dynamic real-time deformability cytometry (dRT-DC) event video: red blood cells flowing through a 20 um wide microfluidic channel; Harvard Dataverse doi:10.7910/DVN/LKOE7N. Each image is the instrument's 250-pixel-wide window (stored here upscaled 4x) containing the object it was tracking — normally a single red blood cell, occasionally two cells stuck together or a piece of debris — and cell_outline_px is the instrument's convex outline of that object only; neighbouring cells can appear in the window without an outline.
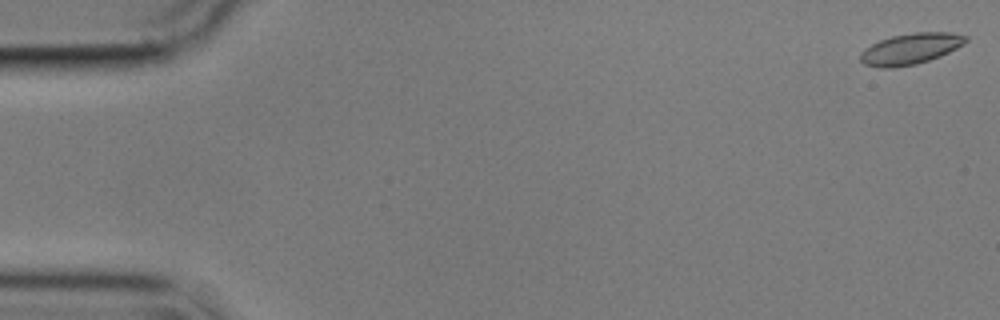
{"species": "common noctule bat (a hibernating species)", "species_latin": "Nyctalus noctula", "temperature_condition": "cold", "stored_images_in_passage": 57, "camera_frame_rate_fps": 3000, "um_per_image_px": 0.085, "animal": {"sex": "male", "body_mass_g": 17.9}, "frame": {"image": 1, "passage_image": 1, "time_ms": 0.0, "image_size_px": [1000, 320], "cell_outline_px": [[968, 40], [964, 44], [940, 56], [916, 64], [892, 68], [880, 68], [864, 64], [860, 60], [860, 52], [864, 48], [880, 40], [892, 36], [916, 32], [952, 32], [968, 36]], "centroid_in_image_um": [77.39, 4.14], "position_along_channel_um": 7.6, "area_um2": 19.07}}
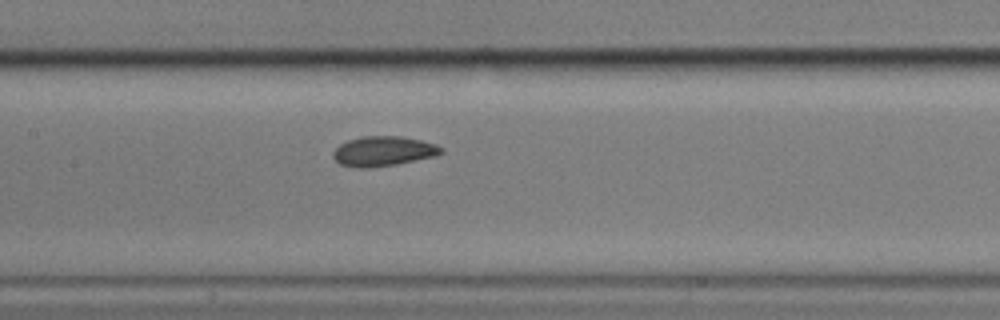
{"frame": {"image": 2, "passage_image": 27, "time_ms": 8.667, "image_size_px": [1000, 320], "cell_outline_px": [[444, 152], [436, 156], [396, 164], [368, 168], [352, 168], [340, 164], [332, 156], [332, 152], [340, 144], [348, 140], [364, 136], [400, 136], [420, 140], [436, 144], [444, 148]], "centroid_in_image_um": [32.58, 12.86], "position_along_channel_um": 174.8, "area_um2": 18.9}}
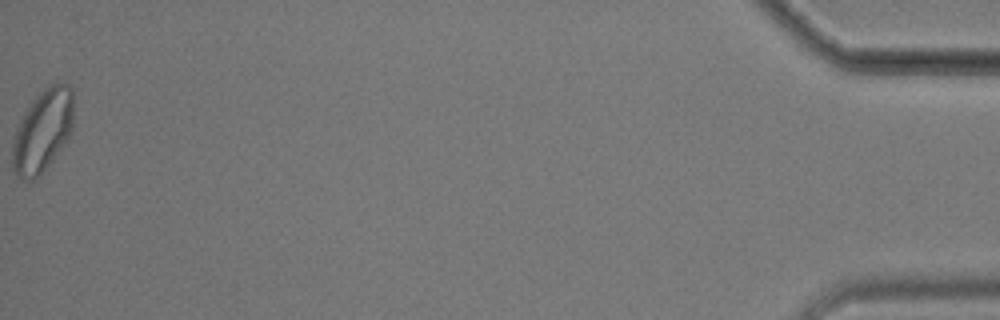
{"frame": {"image": 3, "passage_image": 57, "time_ms": 18.667, "image_size_px": [1000, 320], "cell_outline_px": [[72, 128], [68, 136], [60, 148], [40, 176], [32, 180], [24, 180], [16, 176], [12, 172], [12, 136], [24, 112], [36, 96], [48, 84], [68, 84], [72, 88]], "centroid_in_image_um": [3.57, 11.14], "position_along_channel_um": 431.6, "area_um2": 29.25}, "authors_computed_cell_mechanics": {"area_um2": 19.0162, "velocity_mm_per_s": 3.5411, "shape_relaxation_time_tau1_ms": 10.0357, "shape_relaxation_time_tau2_ms": 1.1946, "deformation_change_tau1": 0.1357, "deformation_change_tau2": 0.0511}}